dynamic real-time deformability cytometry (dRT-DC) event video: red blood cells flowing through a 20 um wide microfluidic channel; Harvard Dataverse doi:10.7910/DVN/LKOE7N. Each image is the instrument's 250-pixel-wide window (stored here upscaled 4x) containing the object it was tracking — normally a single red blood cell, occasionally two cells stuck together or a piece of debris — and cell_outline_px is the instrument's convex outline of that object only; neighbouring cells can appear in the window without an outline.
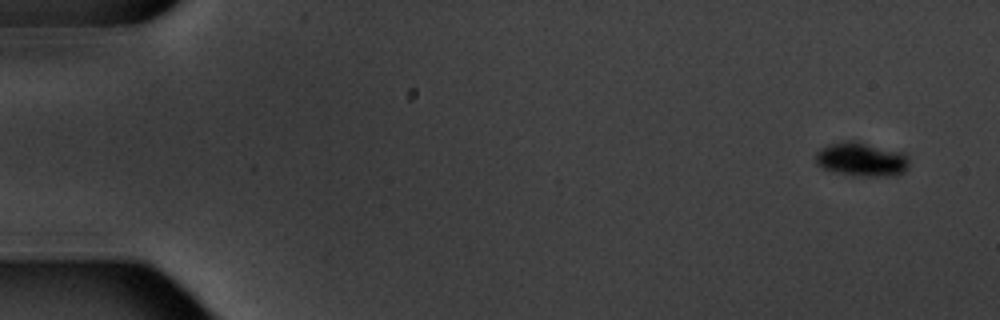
{"species": "common noctule bat (a hibernating species)", "species_latin": "Nyctalus noctula", "temperature_condition": "warm", "stored_images_in_passage": 5, "camera_frame_rate_fps": 3000, "um_per_image_px": 0.085, "animal": {"sex": "male", "body_mass_g": 20.1, "forearm_length_mm": 53.5}, "frame": {"image": 1, "passage_image": 1, "time_ms": 0.0, "image_size_px": [1000, 320], "cell_outline_px": [[908, 168], [904, 172], [896, 176], [868, 176], [840, 172], [820, 168], [816, 164], [816, 152], [820, 148], [828, 144], [844, 140], [852, 140], [904, 152], [908, 156]], "centroid_in_image_um": [73.24, 13.53], "position_along_channel_um": 11.8, "area_um2": 18.55}}
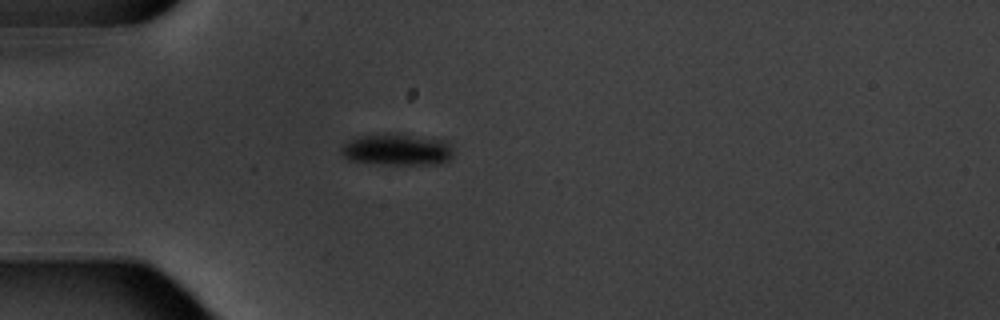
{"frame": {"image": 2, "passage_image": 5, "time_ms": 4.667, "image_size_px": [1000, 320], "cell_outline_px": [[452, 156], [448, 160], [440, 164], [384, 164], [348, 160], [340, 152], [340, 148], [344, 144], [360, 136], [384, 132], [400, 132], [448, 140], [452, 144]], "centroid_in_image_um": [33.8, 12.68], "position_along_channel_um": 51.2, "area_um2": 21.27}}